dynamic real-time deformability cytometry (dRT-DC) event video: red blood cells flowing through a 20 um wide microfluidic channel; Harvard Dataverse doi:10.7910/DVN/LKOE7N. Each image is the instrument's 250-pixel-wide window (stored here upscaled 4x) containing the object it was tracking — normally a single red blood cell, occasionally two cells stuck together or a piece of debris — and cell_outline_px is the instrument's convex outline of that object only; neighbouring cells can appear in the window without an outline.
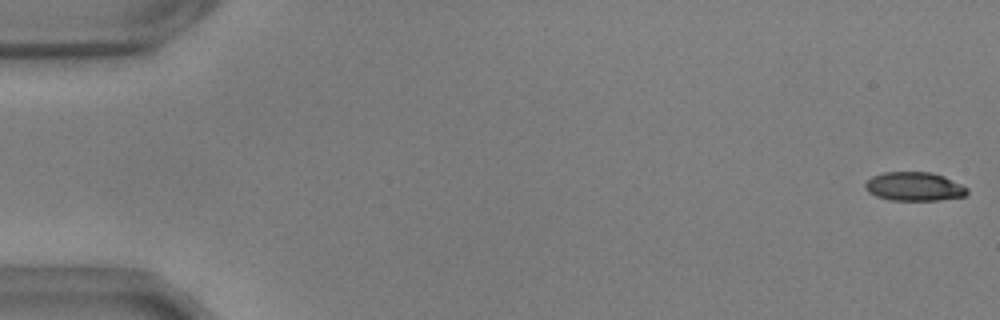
{"species": "common noctule bat (a hibernating species)", "species_latin": "Nyctalus noctula", "temperature_condition": "warm", "stored_images_in_passage": 55, "camera_frame_rate_fps": 3000, "um_per_image_px": 0.085, "animal": {"sex": "male", "body_mass_g": 17.9, "forearm_length_mm": 54.2}, "frame": {"image": 1, "passage_image": 1, "time_ms": 0.0, "image_size_px": [1000, 320], "cell_outline_px": [[968, 192], [964, 196], [940, 200], [892, 200], [876, 196], [868, 192], [864, 188], [864, 184], [872, 176], [884, 172], [932, 172], [944, 176], [968, 188]], "centroid_in_image_um": [77.7, 15.85], "position_along_channel_um": 7.3, "area_um2": 17.11}}
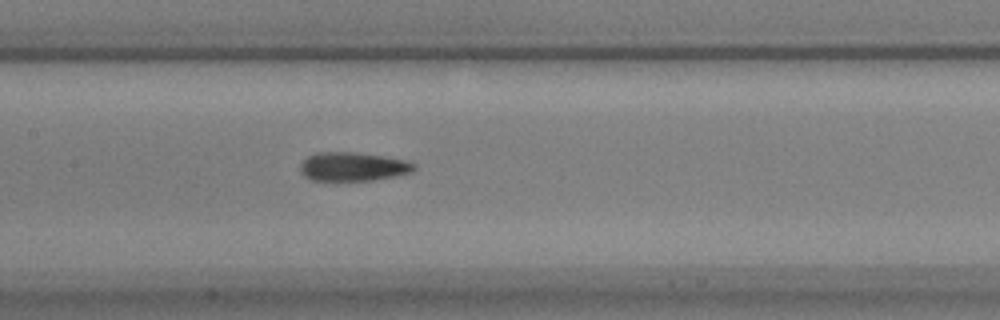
{"frame": {"image": 2, "passage_image": 27, "time_ms": 8.667, "image_size_px": [1000, 320], "cell_outline_px": [[416, 168], [412, 172], [372, 180], [312, 180], [304, 176], [300, 172], [300, 164], [308, 156], [316, 152], [356, 152], [384, 156], [408, 160], [416, 164]], "centroid_in_image_um": [30.0, 14.15], "position_along_channel_um": 177.4, "area_um2": 19.13}}
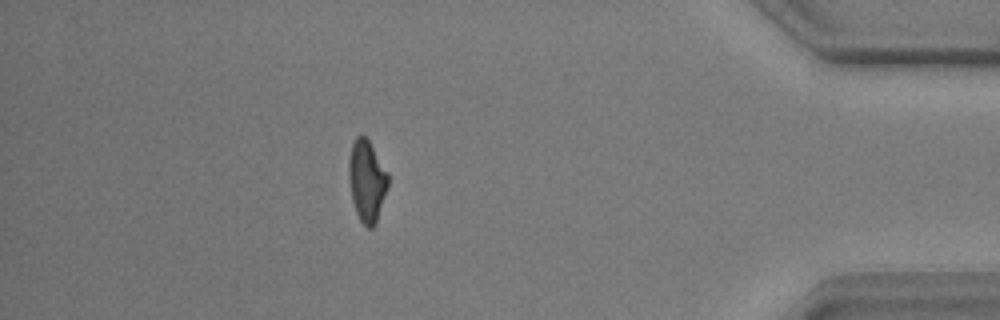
{"frame": {"image": 3, "passage_image": 49, "time_ms": 16.0, "image_size_px": [1000, 320], "cell_outline_px": [[388, 188], [376, 224], [372, 228], [368, 228], [360, 220], [356, 212], [352, 200], [348, 176], [348, 160], [352, 144], [356, 136], [364, 136], [368, 140], [388, 172]], "centroid_in_image_um": [31.18, 15.39], "position_along_channel_um": 404.0, "area_um2": 18.73}, "authors_computed_cell_mechanics": {"area_um2": 18.9006, "velocity_mm_per_s": 3.6679, "shape_relaxation_time_tau1_ms": 6.7089, "shape_relaxation_time_tau2_ms": 2.6368, "deformation_change_tau1": 0.174, "deformation_change_tau2": 0.1058}}